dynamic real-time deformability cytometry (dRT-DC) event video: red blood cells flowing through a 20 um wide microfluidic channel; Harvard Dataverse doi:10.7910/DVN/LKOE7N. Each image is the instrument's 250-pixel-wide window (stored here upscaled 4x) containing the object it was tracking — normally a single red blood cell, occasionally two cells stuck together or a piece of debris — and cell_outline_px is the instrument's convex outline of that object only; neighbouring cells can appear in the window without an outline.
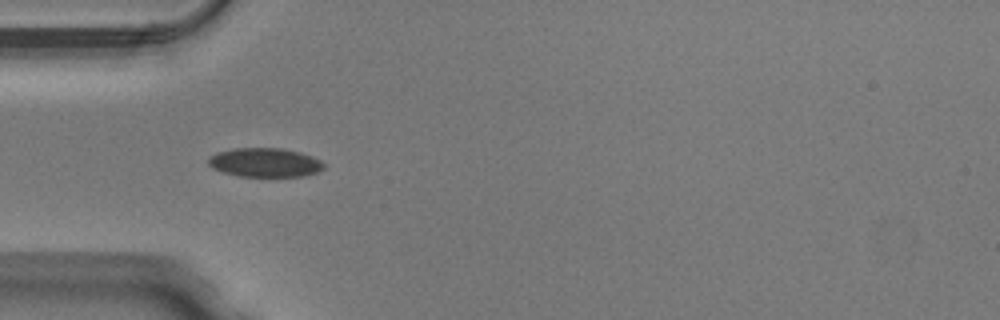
{"species": "Egyptian fruit bat (a non-hibernating species)", "species_latin": "Rousettus aegyptiacus", "temperature_condition": "warm", "stored_images_in_passage": 36, "camera_frame_rate_fps": 3000, "um_per_image_px": 0.085, "animal": {"sex": "male"}, "frame": {"image": 1, "passage_image": 1, "time_ms": 0.0, "image_size_px": [1000, 320], "cell_outline_px": [[324, 168], [316, 172], [304, 176], [236, 176], [212, 168], [208, 164], [208, 160], [216, 152], [236, 148], [280, 148], [300, 152], [312, 156], [320, 160], [324, 164]], "centroid_in_image_um": [22.51, 13.81], "position_along_channel_um": 62.5, "area_um2": 19.42}}
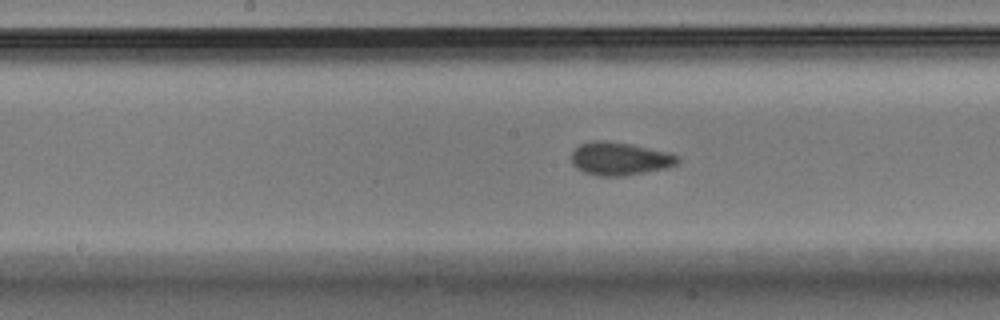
{"frame": {"image": 2, "passage_image": 11, "time_ms": 3.333, "image_size_px": [1000, 320], "cell_outline_px": [[680, 160], [676, 164], [664, 168], [624, 176], [600, 176], [584, 172], [576, 168], [572, 164], [572, 152], [580, 144], [596, 140], [604, 140], [632, 144], [668, 152], [680, 156]], "centroid_in_image_um": [52.67, 13.48], "position_along_channel_um": 195.5, "area_um2": 20.4}}
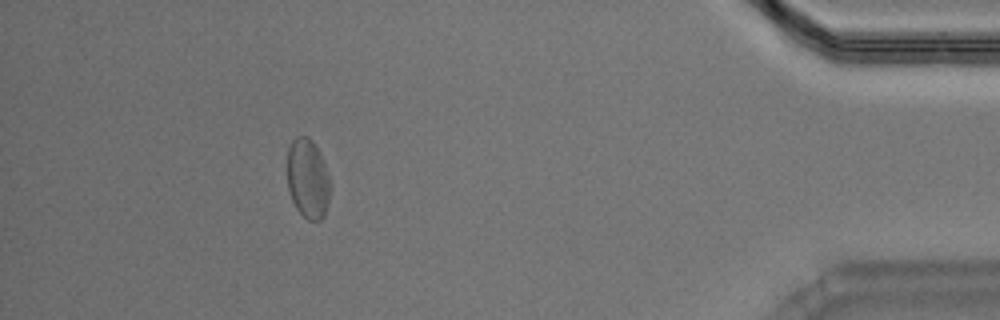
{"frame": {"image": 3, "passage_image": 31, "time_ms": 10.0, "image_size_px": [1000, 320], "cell_outline_px": [[328, 204], [324, 216], [320, 220], [308, 220], [296, 208], [292, 200], [288, 188], [288, 148], [292, 140], [296, 136], [308, 136], [312, 140], [320, 152], [324, 160], [328, 176]], "centroid_in_image_um": [26.15, 15.16], "position_along_channel_um": 409.0, "area_um2": 19.77}, "authors_computed_cell_mechanics": {"area_um2": 19.5653, "velocity_mm_per_s": 4.0158, "shape_relaxation_time_tau1_ms": null, "shape_relaxation_time_tau2_ms": 1.916, "deformation_change_tau1": null, "deformation_change_tau2": 0.0728}}